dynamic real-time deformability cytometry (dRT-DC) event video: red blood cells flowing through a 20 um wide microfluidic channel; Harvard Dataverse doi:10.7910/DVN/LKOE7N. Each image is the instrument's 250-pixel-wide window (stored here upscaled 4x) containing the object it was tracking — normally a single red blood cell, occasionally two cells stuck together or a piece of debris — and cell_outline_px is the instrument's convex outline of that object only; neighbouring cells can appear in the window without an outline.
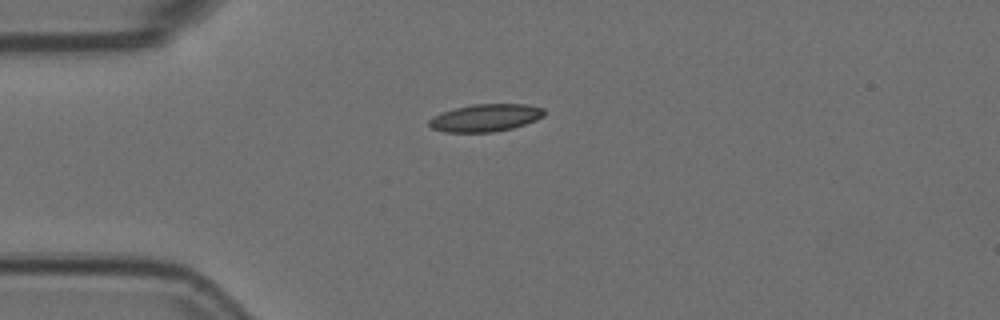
{"species": "Egyptian fruit bat (a non-hibernating species)", "species_latin": "Rousettus aegyptiacus", "temperature_condition": "room temperature", "stored_images_in_passage": 8, "camera_frame_rate_fps": 3000, "um_per_image_px": 0.085, "animal": {"sex": "female"}, "frame": {"image": 1, "passage_image": 1, "time_ms": 0.0, "image_size_px": [1000, 320], "cell_outline_px": [[544, 116], [536, 120], [512, 128], [492, 132], [444, 132], [432, 128], [428, 124], [428, 120], [432, 116], [440, 112], [472, 104], [524, 104], [544, 108]], "centroid_in_image_um": [41.23, 10.01], "position_along_channel_um": 43.8, "area_um2": 18.44}}
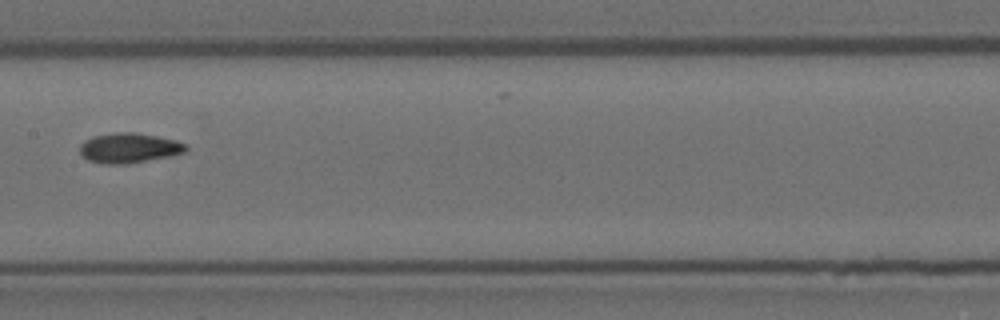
{"frame": {"image": 2, "passage_image": 5, "time_ms": 1.333, "image_size_px": [1000, 320], "cell_outline_px": [[188, 148], [184, 152], [148, 160], [128, 164], [108, 164], [88, 160], [80, 152], [80, 144], [84, 140], [92, 136], [116, 132], [136, 132], [176, 140], [188, 144]], "centroid_in_image_um": [10.96, 12.56], "position_along_channel_um": 196.4, "area_um2": 18.44}}
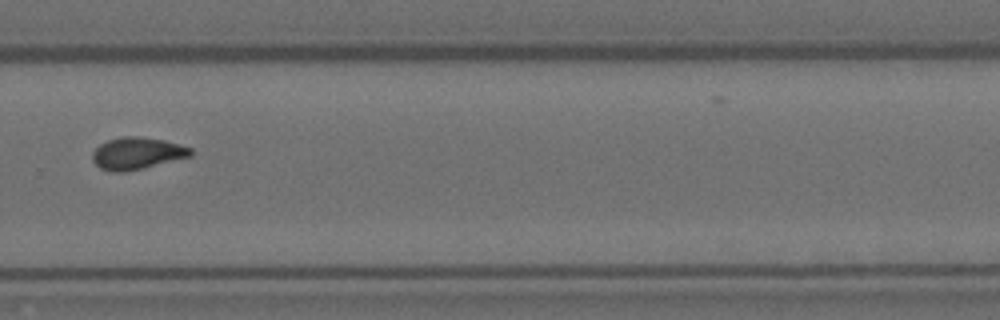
{"frame": {"image": 3, "passage_image": 8, "time_ms": 2.333, "image_size_px": [1000, 320], "cell_outline_px": [[192, 156], [144, 168], [124, 172], [112, 172], [100, 168], [92, 160], [92, 152], [100, 144], [108, 140], [124, 136], [136, 136], [164, 140], [192, 148]], "centroid_in_image_um": [11.64, 13.04], "position_along_channel_um": 318.2, "area_um2": 18.32}}